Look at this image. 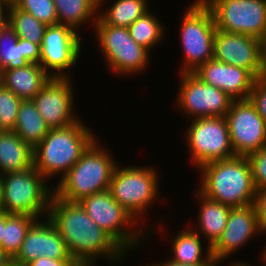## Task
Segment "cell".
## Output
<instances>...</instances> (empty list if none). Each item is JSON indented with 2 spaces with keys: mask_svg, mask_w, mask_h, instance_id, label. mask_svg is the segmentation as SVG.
I'll list each match as a JSON object with an SVG mask.
<instances>
[{
  "mask_svg": "<svg viewBox=\"0 0 266 266\" xmlns=\"http://www.w3.org/2000/svg\"><path fill=\"white\" fill-rule=\"evenodd\" d=\"M47 217L61 234L76 262L96 266V260L103 256L113 264L127 255L108 233L96 225L79 202L65 201L53 193Z\"/></svg>",
  "mask_w": 266,
  "mask_h": 266,
  "instance_id": "6da1fadb",
  "label": "cell"
},
{
  "mask_svg": "<svg viewBox=\"0 0 266 266\" xmlns=\"http://www.w3.org/2000/svg\"><path fill=\"white\" fill-rule=\"evenodd\" d=\"M198 190L231 208L253 204L255 187L246 157L234 156L202 165Z\"/></svg>",
  "mask_w": 266,
  "mask_h": 266,
  "instance_id": "7a4b0ae2",
  "label": "cell"
},
{
  "mask_svg": "<svg viewBox=\"0 0 266 266\" xmlns=\"http://www.w3.org/2000/svg\"><path fill=\"white\" fill-rule=\"evenodd\" d=\"M96 138L82 120L64 128L50 129L33 148V166L46 179L60 174V180Z\"/></svg>",
  "mask_w": 266,
  "mask_h": 266,
  "instance_id": "3957f363",
  "label": "cell"
},
{
  "mask_svg": "<svg viewBox=\"0 0 266 266\" xmlns=\"http://www.w3.org/2000/svg\"><path fill=\"white\" fill-rule=\"evenodd\" d=\"M97 140L89 145L75 165L60 179L57 187L53 188L57 197L69 202H80L89 195L109 190L118 162Z\"/></svg>",
  "mask_w": 266,
  "mask_h": 266,
  "instance_id": "277c9868",
  "label": "cell"
},
{
  "mask_svg": "<svg viewBox=\"0 0 266 266\" xmlns=\"http://www.w3.org/2000/svg\"><path fill=\"white\" fill-rule=\"evenodd\" d=\"M34 167L2 174L0 210L8 214H26L38 219L47 217L54 189ZM46 212V213H45ZM45 213V214H43Z\"/></svg>",
  "mask_w": 266,
  "mask_h": 266,
  "instance_id": "5b68a950",
  "label": "cell"
},
{
  "mask_svg": "<svg viewBox=\"0 0 266 266\" xmlns=\"http://www.w3.org/2000/svg\"><path fill=\"white\" fill-rule=\"evenodd\" d=\"M181 23L180 40L184 64L180 73L194 72L208 60L214 59V16L203 0H196L186 9Z\"/></svg>",
  "mask_w": 266,
  "mask_h": 266,
  "instance_id": "8992f818",
  "label": "cell"
},
{
  "mask_svg": "<svg viewBox=\"0 0 266 266\" xmlns=\"http://www.w3.org/2000/svg\"><path fill=\"white\" fill-rule=\"evenodd\" d=\"M157 168L123 166L118 163L109 186L112 198L138 222L158 199L159 175ZM139 218V219H138Z\"/></svg>",
  "mask_w": 266,
  "mask_h": 266,
  "instance_id": "52a82bcc",
  "label": "cell"
},
{
  "mask_svg": "<svg viewBox=\"0 0 266 266\" xmlns=\"http://www.w3.org/2000/svg\"><path fill=\"white\" fill-rule=\"evenodd\" d=\"M79 203L96 225L108 233L126 252L132 248L135 250V246L149 236L146 231L142 232L143 228H133L138 222L112 198L109 190L89 195Z\"/></svg>",
  "mask_w": 266,
  "mask_h": 266,
  "instance_id": "ba28073f",
  "label": "cell"
},
{
  "mask_svg": "<svg viewBox=\"0 0 266 266\" xmlns=\"http://www.w3.org/2000/svg\"><path fill=\"white\" fill-rule=\"evenodd\" d=\"M93 28L104 60L112 72L132 76L145 71L151 52L135 42L127 27L106 25L97 17Z\"/></svg>",
  "mask_w": 266,
  "mask_h": 266,
  "instance_id": "9c48e42d",
  "label": "cell"
},
{
  "mask_svg": "<svg viewBox=\"0 0 266 266\" xmlns=\"http://www.w3.org/2000/svg\"><path fill=\"white\" fill-rule=\"evenodd\" d=\"M185 132L193 166L200 168L209 162L235 156L226 117L192 119Z\"/></svg>",
  "mask_w": 266,
  "mask_h": 266,
  "instance_id": "30bf717a",
  "label": "cell"
},
{
  "mask_svg": "<svg viewBox=\"0 0 266 266\" xmlns=\"http://www.w3.org/2000/svg\"><path fill=\"white\" fill-rule=\"evenodd\" d=\"M216 29L261 39L266 34V0H203Z\"/></svg>",
  "mask_w": 266,
  "mask_h": 266,
  "instance_id": "8fae6325",
  "label": "cell"
},
{
  "mask_svg": "<svg viewBox=\"0 0 266 266\" xmlns=\"http://www.w3.org/2000/svg\"><path fill=\"white\" fill-rule=\"evenodd\" d=\"M180 87L176 97L177 107L188 118L225 117L233 99L225 92L206 84L193 72L180 74Z\"/></svg>",
  "mask_w": 266,
  "mask_h": 266,
  "instance_id": "7c38bea8",
  "label": "cell"
},
{
  "mask_svg": "<svg viewBox=\"0 0 266 266\" xmlns=\"http://www.w3.org/2000/svg\"><path fill=\"white\" fill-rule=\"evenodd\" d=\"M81 37L67 25H49L45 29L40 47V65L54 78H67L81 56ZM51 71V72H50Z\"/></svg>",
  "mask_w": 266,
  "mask_h": 266,
  "instance_id": "4fadbf2b",
  "label": "cell"
},
{
  "mask_svg": "<svg viewBox=\"0 0 266 266\" xmlns=\"http://www.w3.org/2000/svg\"><path fill=\"white\" fill-rule=\"evenodd\" d=\"M225 117L236 156L246 157L266 147V122L249 99L233 100Z\"/></svg>",
  "mask_w": 266,
  "mask_h": 266,
  "instance_id": "5bb4252c",
  "label": "cell"
},
{
  "mask_svg": "<svg viewBox=\"0 0 266 266\" xmlns=\"http://www.w3.org/2000/svg\"><path fill=\"white\" fill-rule=\"evenodd\" d=\"M70 79L51 77L32 99L50 129L64 128L80 120L73 110L75 91Z\"/></svg>",
  "mask_w": 266,
  "mask_h": 266,
  "instance_id": "9a60e30c",
  "label": "cell"
},
{
  "mask_svg": "<svg viewBox=\"0 0 266 266\" xmlns=\"http://www.w3.org/2000/svg\"><path fill=\"white\" fill-rule=\"evenodd\" d=\"M213 50L215 60L246 69L255 78L262 76L259 39L216 29Z\"/></svg>",
  "mask_w": 266,
  "mask_h": 266,
  "instance_id": "2e32d148",
  "label": "cell"
},
{
  "mask_svg": "<svg viewBox=\"0 0 266 266\" xmlns=\"http://www.w3.org/2000/svg\"><path fill=\"white\" fill-rule=\"evenodd\" d=\"M261 232L263 233L253 204L231 208L221 237L211 247L214 262L217 264L228 259L234 251L250 242L256 234H262Z\"/></svg>",
  "mask_w": 266,
  "mask_h": 266,
  "instance_id": "e0dca14e",
  "label": "cell"
},
{
  "mask_svg": "<svg viewBox=\"0 0 266 266\" xmlns=\"http://www.w3.org/2000/svg\"><path fill=\"white\" fill-rule=\"evenodd\" d=\"M38 219L28 230L26 237L13 262L26 266L40 257L52 259H73L69 254L65 241L54 224L44 218Z\"/></svg>",
  "mask_w": 266,
  "mask_h": 266,
  "instance_id": "ac0fdd59",
  "label": "cell"
},
{
  "mask_svg": "<svg viewBox=\"0 0 266 266\" xmlns=\"http://www.w3.org/2000/svg\"><path fill=\"white\" fill-rule=\"evenodd\" d=\"M193 73L206 84L225 92L233 100L248 99L256 80L248 70L215 59L208 60Z\"/></svg>",
  "mask_w": 266,
  "mask_h": 266,
  "instance_id": "d6986e66",
  "label": "cell"
},
{
  "mask_svg": "<svg viewBox=\"0 0 266 266\" xmlns=\"http://www.w3.org/2000/svg\"><path fill=\"white\" fill-rule=\"evenodd\" d=\"M40 46L25 39L18 38L13 27L8 23L0 29V72L15 69L28 63H40Z\"/></svg>",
  "mask_w": 266,
  "mask_h": 266,
  "instance_id": "ffe728a7",
  "label": "cell"
},
{
  "mask_svg": "<svg viewBox=\"0 0 266 266\" xmlns=\"http://www.w3.org/2000/svg\"><path fill=\"white\" fill-rule=\"evenodd\" d=\"M50 78L38 63L0 72V83L22 100H32Z\"/></svg>",
  "mask_w": 266,
  "mask_h": 266,
  "instance_id": "44dd1931",
  "label": "cell"
},
{
  "mask_svg": "<svg viewBox=\"0 0 266 266\" xmlns=\"http://www.w3.org/2000/svg\"><path fill=\"white\" fill-rule=\"evenodd\" d=\"M197 190V191H196ZM195 199L199 200L201 206L198 211V232L197 234L204 238L212 247L221 237L229 216L231 207L223 205L218 201L212 200L195 189Z\"/></svg>",
  "mask_w": 266,
  "mask_h": 266,
  "instance_id": "7402d4cb",
  "label": "cell"
},
{
  "mask_svg": "<svg viewBox=\"0 0 266 266\" xmlns=\"http://www.w3.org/2000/svg\"><path fill=\"white\" fill-rule=\"evenodd\" d=\"M33 166V148L14 131L0 133V173L23 171Z\"/></svg>",
  "mask_w": 266,
  "mask_h": 266,
  "instance_id": "603a6c76",
  "label": "cell"
},
{
  "mask_svg": "<svg viewBox=\"0 0 266 266\" xmlns=\"http://www.w3.org/2000/svg\"><path fill=\"white\" fill-rule=\"evenodd\" d=\"M58 24L67 25L80 33L79 27L87 24V22L95 24L98 17V9H102L101 5H105V0H53ZM99 7V8H98ZM92 18V19H91ZM94 21V22H93ZM79 30V32H78Z\"/></svg>",
  "mask_w": 266,
  "mask_h": 266,
  "instance_id": "cb8c5ba5",
  "label": "cell"
},
{
  "mask_svg": "<svg viewBox=\"0 0 266 266\" xmlns=\"http://www.w3.org/2000/svg\"><path fill=\"white\" fill-rule=\"evenodd\" d=\"M192 229L186 228L185 230L184 228V231L182 230L173 236L171 247L174 258L171 257V260L183 264L215 263L211 254V247L207 245V252H203L205 250L202 248L201 236Z\"/></svg>",
  "mask_w": 266,
  "mask_h": 266,
  "instance_id": "d4e9b609",
  "label": "cell"
},
{
  "mask_svg": "<svg viewBox=\"0 0 266 266\" xmlns=\"http://www.w3.org/2000/svg\"><path fill=\"white\" fill-rule=\"evenodd\" d=\"M32 100H22L18 110L14 132L32 148L38 145L49 132Z\"/></svg>",
  "mask_w": 266,
  "mask_h": 266,
  "instance_id": "484cf974",
  "label": "cell"
},
{
  "mask_svg": "<svg viewBox=\"0 0 266 266\" xmlns=\"http://www.w3.org/2000/svg\"><path fill=\"white\" fill-rule=\"evenodd\" d=\"M147 0H114L105 11L100 10L98 17L110 26L129 27L139 17L149 11ZM103 11V12H102Z\"/></svg>",
  "mask_w": 266,
  "mask_h": 266,
  "instance_id": "4316f807",
  "label": "cell"
},
{
  "mask_svg": "<svg viewBox=\"0 0 266 266\" xmlns=\"http://www.w3.org/2000/svg\"><path fill=\"white\" fill-rule=\"evenodd\" d=\"M38 220L26 214L6 213L2 249L13 259L21 248L30 227Z\"/></svg>",
  "mask_w": 266,
  "mask_h": 266,
  "instance_id": "83f0119b",
  "label": "cell"
},
{
  "mask_svg": "<svg viewBox=\"0 0 266 266\" xmlns=\"http://www.w3.org/2000/svg\"><path fill=\"white\" fill-rule=\"evenodd\" d=\"M130 36L135 42L149 51L156 46L164 36L165 26L156 17L151 9L139 17L128 27Z\"/></svg>",
  "mask_w": 266,
  "mask_h": 266,
  "instance_id": "f1b7e54d",
  "label": "cell"
},
{
  "mask_svg": "<svg viewBox=\"0 0 266 266\" xmlns=\"http://www.w3.org/2000/svg\"><path fill=\"white\" fill-rule=\"evenodd\" d=\"M9 24L18 38L29 40L41 47L46 24L37 20L32 14L17 8L13 3L9 12Z\"/></svg>",
  "mask_w": 266,
  "mask_h": 266,
  "instance_id": "f546056e",
  "label": "cell"
},
{
  "mask_svg": "<svg viewBox=\"0 0 266 266\" xmlns=\"http://www.w3.org/2000/svg\"><path fill=\"white\" fill-rule=\"evenodd\" d=\"M12 3L17 8L32 14L37 20L47 26L58 24L53 0H12Z\"/></svg>",
  "mask_w": 266,
  "mask_h": 266,
  "instance_id": "4dcf8cb0",
  "label": "cell"
},
{
  "mask_svg": "<svg viewBox=\"0 0 266 266\" xmlns=\"http://www.w3.org/2000/svg\"><path fill=\"white\" fill-rule=\"evenodd\" d=\"M21 102L22 99L0 83V128L3 131H14Z\"/></svg>",
  "mask_w": 266,
  "mask_h": 266,
  "instance_id": "1f68e13d",
  "label": "cell"
},
{
  "mask_svg": "<svg viewBox=\"0 0 266 266\" xmlns=\"http://www.w3.org/2000/svg\"><path fill=\"white\" fill-rule=\"evenodd\" d=\"M255 189L266 187V147L246 156Z\"/></svg>",
  "mask_w": 266,
  "mask_h": 266,
  "instance_id": "d6a6232c",
  "label": "cell"
},
{
  "mask_svg": "<svg viewBox=\"0 0 266 266\" xmlns=\"http://www.w3.org/2000/svg\"><path fill=\"white\" fill-rule=\"evenodd\" d=\"M248 99L266 122V76L256 78Z\"/></svg>",
  "mask_w": 266,
  "mask_h": 266,
  "instance_id": "836d02e7",
  "label": "cell"
},
{
  "mask_svg": "<svg viewBox=\"0 0 266 266\" xmlns=\"http://www.w3.org/2000/svg\"><path fill=\"white\" fill-rule=\"evenodd\" d=\"M253 206L260 229L263 234L266 232V187L256 189Z\"/></svg>",
  "mask_w": 266,
  "mask_h": 266,
  "instance_id": "e575fe53",
  "label": "cell"
},
{
  "mask_svg": "<svg viewBox=\"0 0 266 266\" xmlns=\"http://www.w3.org/2000/svg\"><path fill=\"white\" fill-rule=\"evenodd\" d=\"M76 263L74 259H52L48 257H40L26 266H73Z\"/></svg>",
  "mask_w": 266,
  "mask_h": 266,
  "instance_id": "d590c367",
  "label": "cell"
},
{
  "mask_svg": "<svg viewBox=\"0 0 266 266\" xmlns=\"http://www.w3.org/2000/svg\"><path fill=\"white\" fill-rule=\"evenodd\" d=\"M12 0H0V29L9 23V12Z\"/></svg>",
  "mask_w": 266,
  "mask_h": 266,
  "instance_id": "8d00e7d4",
  "label": "cell"
},
{
  "mask_svg": "<svg viewBox=\"0 0 266 266\" xmlns=\"http://www.w3.org/2000/svg\"><path fill=\"white\" fill-rule=\"evenodd\" d=\"M260 61L262 76H266V34L260 39Z\"/></svg>",
  "mask_w": 266,
  "mask_h": 266,
  "instance_id": "74e56055",
  "label": "cell"
},
{
  "mask_svg": "<svg viewBox=\"0 0 266 266\" xmlns=\"http://www.w3.org/2000/svg\"><path fill=\"white\" fill-rule=\"evenodd\" d=\"M216 263H196V264H183V263H176V262H173L172 260H165V262H160V263H157V264H150V265H147V266H215Z\"/></svg>",
  "mask_w": 266,
  "mask_h": 266,
  "instance_id": "f35d334b",
  "label": "cell"
},
{
  "mask_svg": "<svg viewBox=\"0 0 266 266\" xmlns=\"http://www.w3.org/2000/svg\"><path fill=\"white\" fill-rule=\"evenodd\" d=\"M6 225V212L0 210V247L2 248V240L4 237V229Z\"/></svg>",
  "mask_w": 266,
  "mask_h": 266,
  "instance_id": "ab89813d",
  "label": "cell"
},
{
  "mask_svg": "<svg viewBox=\"0 0 266 266\" xmlns=\"http://www.w3.org/2000/svg\"><path fill=\"white\" fill-rule=\"evenodd\" d=\"M12 258L0 247V266H7Z\"/></svg>",
  "mask_w": 266,
  "mask_h": 266,
  "instance_id": "60d3db41",
  "label": "cell"
},
{
  "mask_svg": "<svg viewBox=\"0 0 266 266\" xmlns=\"http://www.w3.org/2000/svg\"><path fill=\"white\" fill-rule=\"evenodd\" d=\"M233 263V264H232ZM231 264H229L228 266H251V265H248L246 262H239V261H235V262H232ZM246 263V264H245ZM215 266H220V265H215Z\"/></svg>",
  "mask_w": 266,
  "mask_h": 266,
  "instance_id": "b9f144b4",
  "label": "cell"
},
{
  "mask_svg": "<svg viewBox=\"0 0 266 266\" xmlns=\"http://www.w3.org/2000/svg\"><path fill=\"white\" fill-rule=\"evenodd\" d=\"M264 251L262 252V257L260 258V260H262V264H264L266 266V246L265 249H263Z\"/></svg>",
  "mask_w": 266,
  "mask_h": 266,
  "instance_id": "7bdbcfd3",
  "label": "cell"
},
{
  "mask_svg": "<svg viewBox=\"0 0 266 266\" xmlns=\"http://www.w3.org/2000/svg\"><path fill=\"white\" fill-rule=\"evenodd\" d=\"M2 201V174L0 173V207Z\"/></svg>",
  "mask_w": 266,
  "mask_h": 266,
  "instance_id": "ee69618b",
  "label": "cell"
},
{
  "mask_svg": "<svg viewBox=\"0 0 266 266\" xmlns=\"http://www.w3.org/2000/svg\"><path fill=\"white\" fill-rule=\"evenodd\" d=\"M73 266H92V265L83 262H76Z\"/></svg>",
  "mask_w": 266,
  "mask_h": 266,
  "instance_id": "f6af8a7d",
  "label": "cell"
},
{
  "mask_svg": "<svg viewBox=\"0 0 266 266\" xmlns=\"http://www.w3.org/2000/svg\"><path fill=\"white\" fill-rule=\"evenodd\" d=\"M7 266H21V265H19V264H17V263L12 261Z\"/></svg>",
  "mask_w": 266,
  "mask_h": 266,
  "instance_id": "bcb514c9",
  "label": "cell"
}]
</instances>
